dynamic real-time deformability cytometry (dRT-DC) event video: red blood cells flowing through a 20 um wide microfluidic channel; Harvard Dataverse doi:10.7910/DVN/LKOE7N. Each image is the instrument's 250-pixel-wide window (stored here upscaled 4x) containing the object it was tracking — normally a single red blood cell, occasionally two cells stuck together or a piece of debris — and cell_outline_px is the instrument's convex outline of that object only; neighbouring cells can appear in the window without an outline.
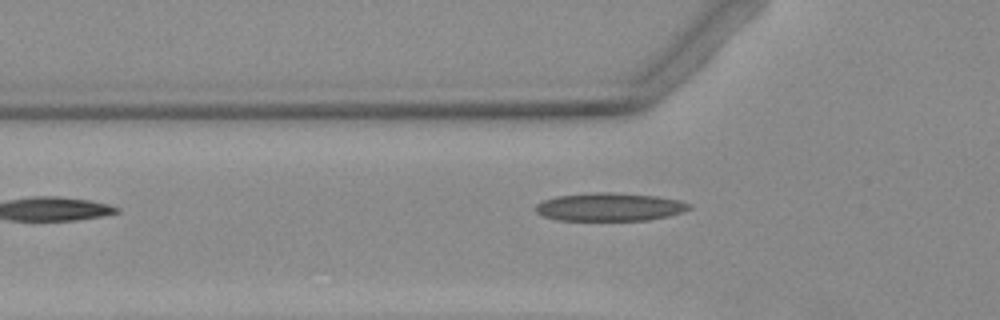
{"species": "Egyptian fruit bat (a non-hibernating species)", "species_latin": "Rousettus aegyptiacus", "temperature_condition": "warm", "stored_images_in_passage": 3, "camera_frame_rate_fps": 3000, "um_per_image_px": 0.085, "animal": {"sex": "female"}, "frame": {"image": 1, "passage_image": 2, "time_ms": 1.333, "image_size_px": [1000, 320], "cell_outline_px": [[692, 208], [684, 212], [668, 216], [648, 220], [556, 220], [544, 216], [536, 212], [536, 204], [544, 200], [556, 196], [592, 192], [612, 192], [656, 196], [680, 200], [692, 204]], "centroid_in_image_um": [51.85, 17.58], "position_along_channel_um": 73.9, "area_um2": 25.32}}
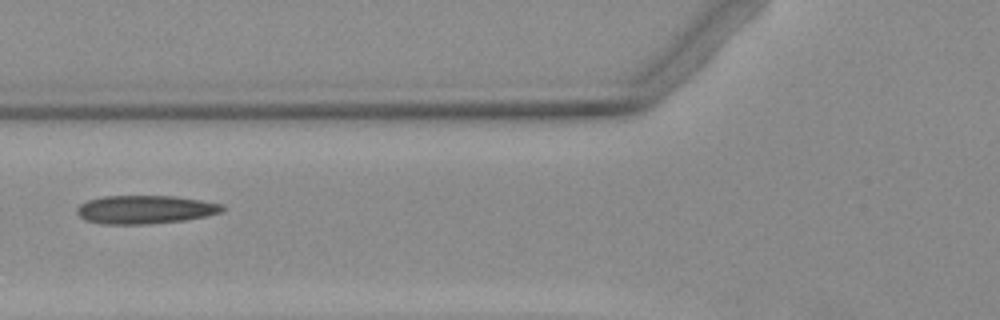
{"frame": {"image": 2, "passage_image": 3, "time_ms": 2.333, "image_size_px": [1000, 320], "cell_outline_px": [[224, 212], [208, 216], [184, 220], [148, 224], [100, 224], [84, 220], [76, 212], [76, 208], [80, 204], [88, 200], [104, 196], [176, 196], [224, 204]], "centroid_in_image_um": [12.35, 17.81], "position_along_channel_um": 113.5, "area_um2": 24.28}}